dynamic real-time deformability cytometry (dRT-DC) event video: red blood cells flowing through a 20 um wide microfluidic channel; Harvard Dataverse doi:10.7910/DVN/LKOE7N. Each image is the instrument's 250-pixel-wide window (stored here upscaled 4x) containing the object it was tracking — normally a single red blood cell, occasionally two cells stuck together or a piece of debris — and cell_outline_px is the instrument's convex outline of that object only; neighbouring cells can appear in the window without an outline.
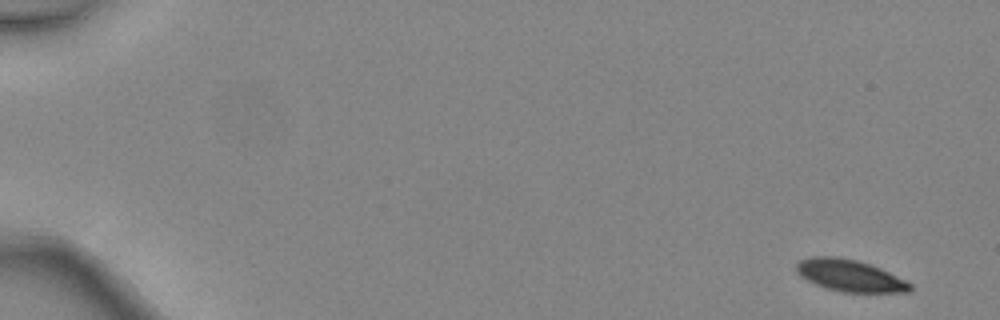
{"species": "common noctule bat (a hibernating species)", "species_latin": "Nyctalus noctula", "temperature_condition": "warm", "stored_images_in_passage": 7, "camera_frame_rate_fps": 3000, "um_per_image_px": 0.085, "animal": {"sex": "female", "body_mass_g": 24.6, "forearm_length_mm": 56.2}, "frame": {"image": 1, "passage_image": 1, "time_ms": 0.0, "image_size_px": [1000, 320], "cell_outline_px": [[912, 292], [840, 292], [824, 288], [800, 276], [796, 272], [796, 264], [800, 260], [812, 256], [836, 256], [856, 260], [880, 268], [912, 284]], "centroid_in_image_um": [72.21, 23.43], "position_along_channel_um": 12.8, "area_um2": 21.04}}
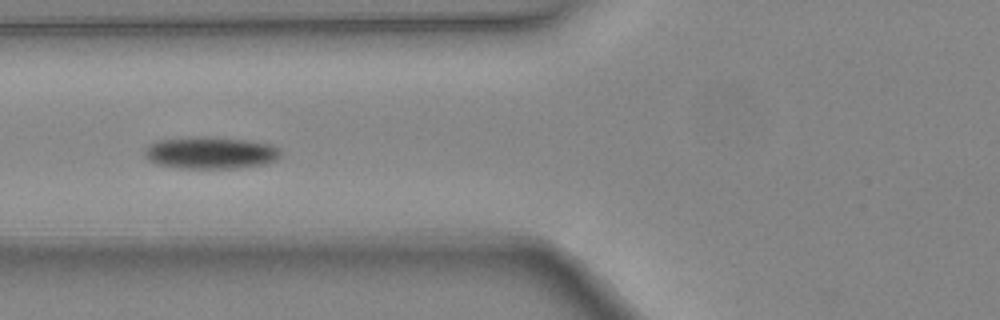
{"frame": {"image": 2, "passage_image": 6, "time_ms": 1.667, "image_size_px": [1000, 320], "cell_outline_px": [[280, 156], [276, 160], [268, 164], [236, 168], [176, 168], [156, 164], [148, 160], [144, 156], [144, 148], [148, 144], [160, 140], [244, 140], [272, 144], [280, 152]], "centroid_in_image_um": [17.9, 13.06], "position_along_channel_um": 107.9, "area_um2": 24.28}}
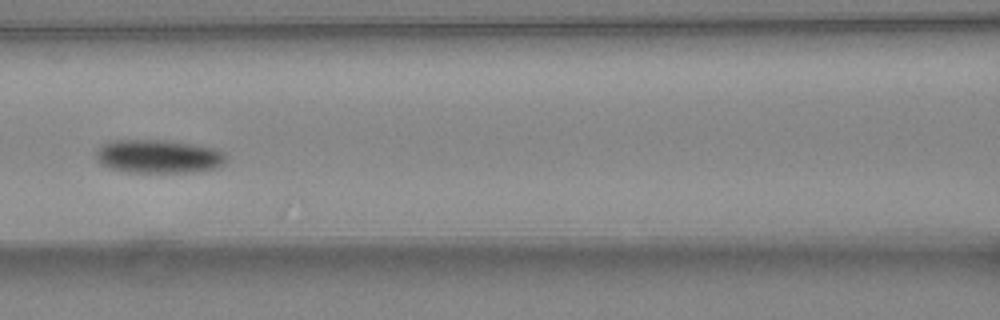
{"frame": {"image": 3, "passage_image": 7, "time_ms": 2.0, "image_size_px": [1000, 320], "cell_outline_px": [[228, 160], [224, 164], [212, 168], [192, 172], [128, 172], [108, 168], [100, 164], [96, 160], [96, 148], [100, 144], [112, 140], [164, 140], [200, 144], [216, 148], [224, 152], [228, 156]], "centroid_in_image_um": [13.47, 13.28], "position_along_channel_um": 153.1, "area_um2": 25.95}}